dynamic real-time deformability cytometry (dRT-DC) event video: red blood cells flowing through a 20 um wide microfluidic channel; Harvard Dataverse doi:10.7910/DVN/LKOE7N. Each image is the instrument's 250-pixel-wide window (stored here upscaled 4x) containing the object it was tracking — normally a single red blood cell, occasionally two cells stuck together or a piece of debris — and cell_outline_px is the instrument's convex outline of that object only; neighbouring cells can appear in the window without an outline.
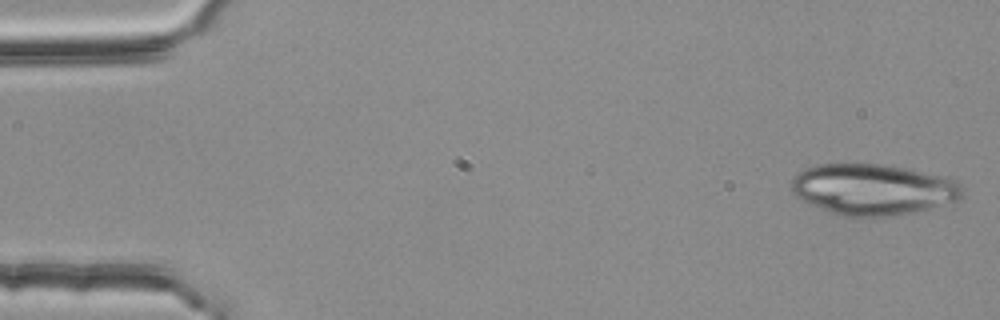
{"species": "common noctule bat (a hibernating species)", "species_latin": "Nyctalus noctula", "temperature_condition": "room temperature", "stored_images_in_passage": 52, "camera_frame_rate_fps": 3000, "um_per_image_px": 0.085, "animal": {"sex": "female", "body_mass_g": 25.1}, "frame": {"image": 1, "passage_image": 1, "time_ms": 0.0, "image_size_px": [1000, 320], "cell_outline_px": [[964, 196], [956, 200], [928, 208], [896, 216], [844, 216], [820, 208], [796, 196], [792, 192], [792, 180], [804, 168], [816, 164], [876, 164], [904, 168], [940, 176], [952, 180], [960, 184], [964, 188]], "centroid_in_image_um": [74.19, 16.1], "position_along_channel_um": 10.8, "area_um2": 50.05}}
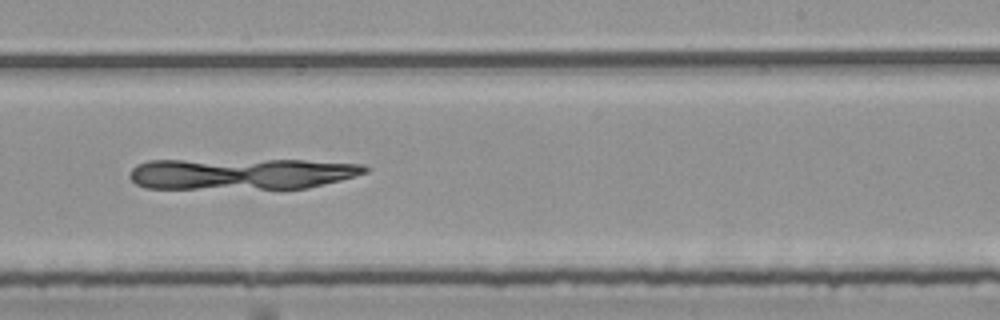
{"frame": {"image": 2, "passage_image": 32, "time_ms": 10.333, "image_size_px": [1000, 320], "cell_outline_px": [[368, 172], [340, 180], [308, 188], [144, 188], [136, 184], [128, 176], [132, 168], [148, 160], [304, 160], [364, 164], [368, 168]], "centroid_in_image_um": [20.52, 14.76], "position_along_channel_um": 268.5, "area_um2": 42.77}}
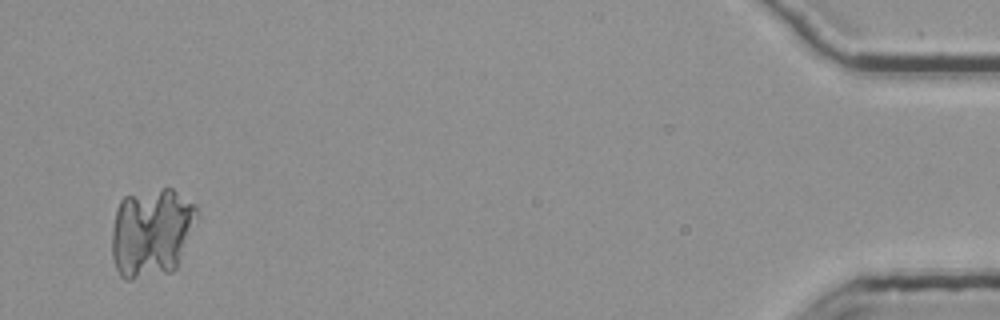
{"frame": {"image": 3, "passage_image": 51, "time_ms": 16.667, "image_size_px": [1000, 320], "cell_outline_px": [[196, 212], [176, 268], [172, 272], [132, 280], [124, 280], [120, 276], [116, 268], [112, 256], [112, 228], [116, 208], [120, 200], [124, 196], [168, 184], [196, 204]], "centroid_in_image_um": [12.82, 19.71], "position_along_channel_um": 422.4, "area_um2": 44.33}}